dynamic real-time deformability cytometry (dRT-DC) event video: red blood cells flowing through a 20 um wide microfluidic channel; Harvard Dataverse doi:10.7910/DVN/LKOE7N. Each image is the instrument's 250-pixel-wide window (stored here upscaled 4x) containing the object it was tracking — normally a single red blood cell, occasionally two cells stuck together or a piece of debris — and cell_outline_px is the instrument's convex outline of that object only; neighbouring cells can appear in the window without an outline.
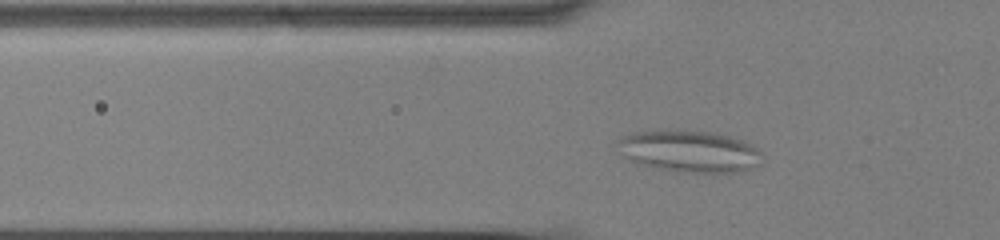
{"species": "common noctule bat (a hibernating species)", "species_latin": "Nyctalus noctula", "temperature_condition": "cold", "stored_images_in_passage": 47, "camera_frame_rate_fps": 3000, "um_per_image_px": 0.085, "animal": {"sex": "male", "body_mass_g": 13.0, "forearm_length_mm": 53.1}, "frame": {"image": 1, "passage_image": 9, "time_ms": 2.667, "image_size_px": [1000, 240], "cell_outline_px": [[760, 164], [740, 172], [728, 176], [676, 172], [636, 164], [628, 160], [620, 152], [616, 140], [620, 136], [632, 132], [656, 128], [684, 128], [716, 132], [744, 140], [752, 144], [760, 152]], "centroid_in_image_um": [58.57, 12.85], "position_along_channel_um": 67.2, "area_um2": 37.51}}
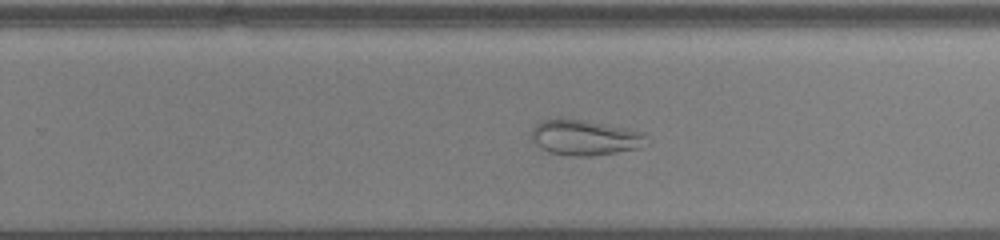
{"frame": {"image": 2, "passage_image": 27, "time_ms": 8.667, "image_size_px": [1000, 240], "cell_outline_px": [[648, 144], [640, 148], [592, 156], [568, 156], [548, 152], [540, 148], [532, 140], [532, 128], [540, 120], [556, 116], [560, 116], [584, 120], [644, 132], [648, 136]], "centroid_in_image_um": [49.68, 11.67], "position_along_channel_um": 280.1, "area_um2": 24.33}}
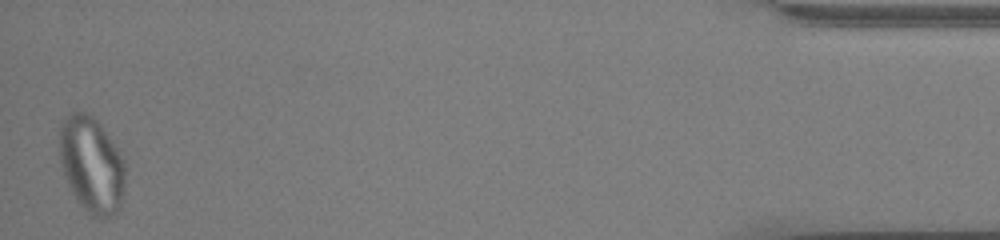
{"frame": {"image": 3, "passage_image": 46, "time_ms": 15.0, "image_size_px": [1000, 240], "cell_outline_px": [[124, 192], [120, 208], [116, 212], [104, 220], [100, 220], [92, 216], [76, 200], [68, 184], [60, 164], [60, 120], [68, 112], [88, 112], [100, 124], [120, 152], [124, 160]], "centroid_in_image_um": [7.78, 14.0], "position_along_channel_um": 427.4, "area_um2": 37.17}}